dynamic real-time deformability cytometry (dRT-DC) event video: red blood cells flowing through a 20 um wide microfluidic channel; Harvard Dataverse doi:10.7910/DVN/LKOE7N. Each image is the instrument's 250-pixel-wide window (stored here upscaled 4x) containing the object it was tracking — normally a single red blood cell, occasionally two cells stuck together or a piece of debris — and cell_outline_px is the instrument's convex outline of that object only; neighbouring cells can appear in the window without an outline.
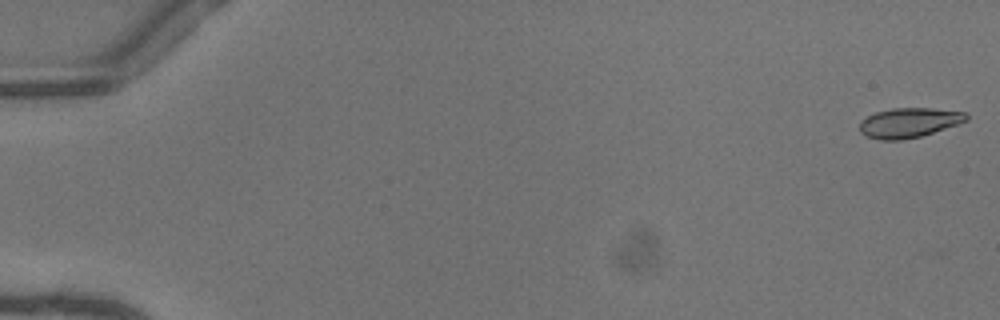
{"species": "common noctule bat (a hibernating species)", "species_latin": "Nyctalus noctula", "temperature_condition": "warm", "stored_images_in_passage": 52, "camera_frame_rate_fps": 3000, "um_per_image_px": 0.085, "animal": {"sex": "female"}, "frame": {"image": 1, "passage_image": 1, "time_ms": 0.0, "image_size_px": [1000, 320], "cell_outline_px": [[968, 120], [920, 136], [900, 140], [880, 140], [864, 136], [860, 132], [860, 120], [876, 112], [892, 108], [932, 108], [968, 112]], "centroid_in_image_um": [77.24, 10.42], "position_along_channel_um": 7.8, "area_um2": 18.44}}
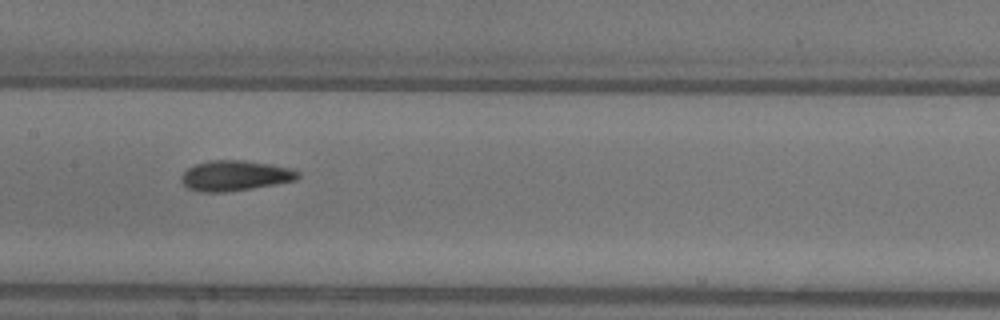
{"frame": {"image": 2, "passage_image": 27, "time_ms": 8.667, "image_size_px": [1000, 320], "cell_outline_px": [[300, 176], [296, 180], [276, 184], [224, 192], [200, 192], [188, 188], [180, 180], [180, 176], [188, 168], [196, 164], [212, 160], [240, 160], [268, 164], [292, 168], [300, 172]], "centroid_in_image_um": [19.97, 14.93], "position_along_channel_um": 187.4, "area_um2": 20.46}}
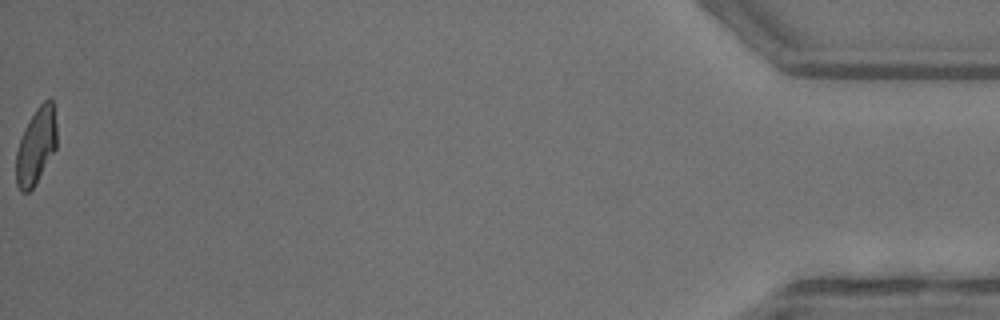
{"frame": {"image": 3, "passage_image": 52, "time_ms": 17.0, "image_size_px": [1000, 320], "cell_outline_px": [[56, 148], [36, 184], [28, 192], [20, 192], [16, 184], [16, 152], [24, 128], [36, 108], [44, 100], [52, 100], [56, 124]], "centroid_in_image_um": [3.05, 12.44], "position_along_channel_um": 432.1, "area_um2": 18.03}, "authors_computed_cell_mechanics": {"area_um2": 19.3341, "velocity_mm_per_s": 4.1076, "shape_relaxation_time_tau1_ms": 3.7465, "shape_relaxation_time_tau2_ms": 1.9738, "deformation_change_tau1": 0.1654, "deformation_change_tau2": 0.0869}}